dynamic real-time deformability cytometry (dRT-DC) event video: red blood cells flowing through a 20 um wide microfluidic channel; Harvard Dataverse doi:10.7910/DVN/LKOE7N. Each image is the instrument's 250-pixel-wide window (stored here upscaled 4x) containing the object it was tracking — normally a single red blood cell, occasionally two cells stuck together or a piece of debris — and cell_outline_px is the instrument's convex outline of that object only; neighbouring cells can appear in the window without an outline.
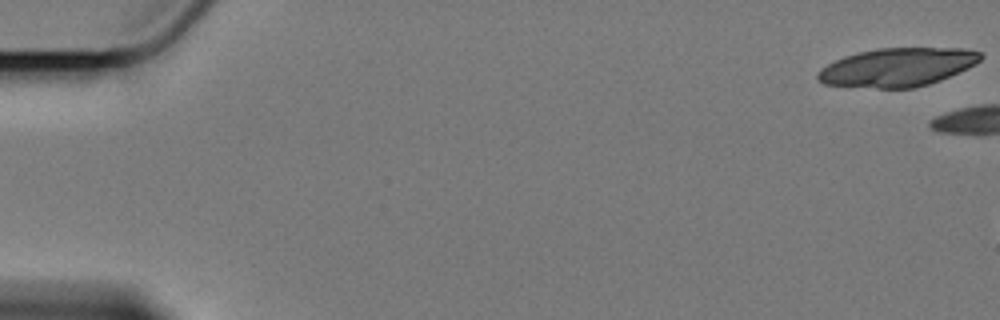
{"species": "Egyptian fruit bat (a non-hibernating species)", "species_latin": "Rousettus aegyptiacus", "temperature_condition": "cold", "stored_images_in_passage": 5, "camera_frame_rate_fps": 3000, "um_per_image_px": 0.085, "animal": {"sex": "female"}, "frame": {"image": 1, "passage_image": 1, "time_ms": 0.0, "image_size_px": [1000, 320], "cell_outline_px": [[984, 56], [976, 64], [940, 80], [928, 84], [912, 88], [880, 88], [824, 84], [816, 80], [816, 72], [820, 68], [844, 56], [856, 52], [876, 48], [964, 48], [980, 52]], "centroid_in_image_um": [76.25, 5.7], "position_along_channel_um": 8.7, "area_um2": 36.59}}